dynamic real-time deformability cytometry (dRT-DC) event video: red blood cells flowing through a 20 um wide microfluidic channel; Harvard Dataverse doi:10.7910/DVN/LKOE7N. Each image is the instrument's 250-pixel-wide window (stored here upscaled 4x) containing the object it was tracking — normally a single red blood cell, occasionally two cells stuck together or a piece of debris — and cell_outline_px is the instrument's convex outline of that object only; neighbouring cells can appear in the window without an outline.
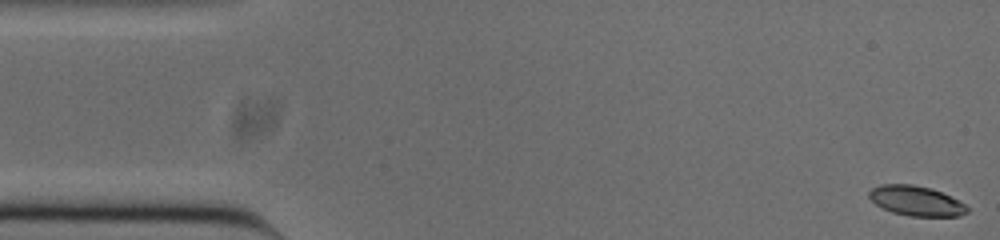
{"species": "common noctule bat (a hibernating species)", "species_latin": "Nyctalus noctula", "temperature_condition": "cold", "stored_images_in_passage": 53, "camera_frame_rate_fps": 3000, "um_per_image_px": 0.085, "animal": {"sex": "male", "body_mass_g": 20.0, "forearm_length_mm": 53.3}, "frame": {"image": 1, "passage_image": 1, "time_ms": 0.0, "image_size_px": [1000, 240], "cell_outline_px": [[968, 212], [960, 216], [908, 216], [892, 212], [876, 204], [868, 196], [868, 192], [872, 188], [880, 184], [912, 184], [932, 188], [964, 204], [968, 208]], "centroid_in_image_um": [77.84, 17.07], "position_along_channel_um": 7.2, "area_um2": 16.94}}
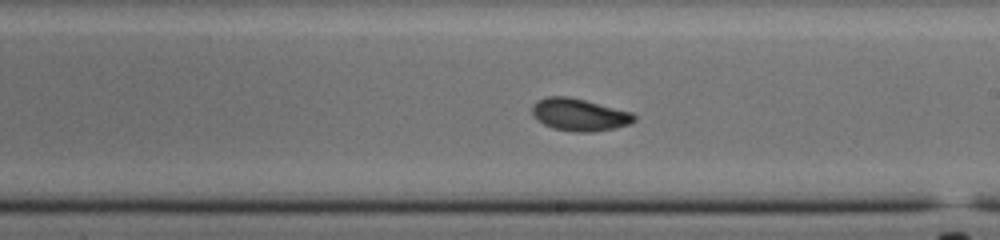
{"frame": {"image": 2, "passage_image": 29, "time_ms": 9.333, "image_size_px": [1000, 240], "cell_outline_px": [[636, 120], [628, 124], [612, 128], [592, 132], [572, 132], [552, 128], [544, 124], [532, 112], [532, 104], [536, 100], [548, 96], [568, 96], [632, 112], [636, 116]], "centroid_in_image_um": [49.23, 9.74], "position_along_channel_um": 239.8, "area_um2": 19.07}}
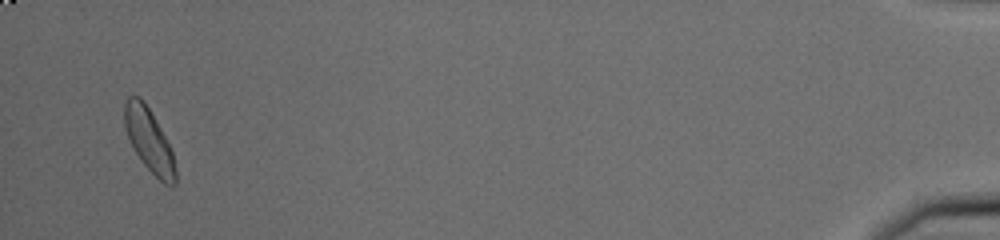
{"frame": {"image": 3, "passage_image": 51, "time_ms": 16.667, "image_size_px": [1000, 240], "cell_outline_px": [[176, 184], [164, 184], [140, 160], [128, 136], [124, 124], [124, 100], [128, 96], [140, 96], [148, 108], [160, 128], [172, 152], [176, 168]], "centroid_in_image_um": [12.66, 11.91], "position_along_channel_um": 422.5, "area_um2": 18.32}, "authors_computed_cell_mechanics": {"area_um2": 18.4382, "velocity_mm_per_s": 3.7861, "shape_relaxation_time_tau1_ms": null, "shape_relaxation_time_tau2_ms": 3.6068, "deformation_change_tau1": null, "deformation_change_tau2": 0.0829}}